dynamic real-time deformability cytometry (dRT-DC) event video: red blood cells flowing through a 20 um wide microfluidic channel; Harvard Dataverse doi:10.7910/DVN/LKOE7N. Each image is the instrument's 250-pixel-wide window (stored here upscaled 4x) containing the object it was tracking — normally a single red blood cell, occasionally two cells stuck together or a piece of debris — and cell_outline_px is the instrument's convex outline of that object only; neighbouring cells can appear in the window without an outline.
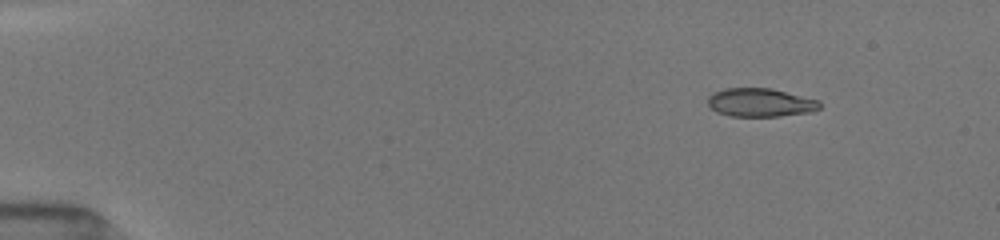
{"species": "common noctule bat (a hibernating species)", "species_latin": "Nyctalus noctula", "temperature_condition": "room temperature", "stored_images_in_passage": 12, "camera_frame_rate_fps": 3000, "um_per_image_px": 0.085, "animal": {"sex": "female", "body_mass_g": 19.5, "forearm_length_mm": 54.1}, "frame": {"image": 1, "passage_image": 7, "time_ms": 2.0, "image_size_px": [1000, 240], "cell_outline_px": [[820, 108], [812, 112], [780, 116], [732, 116], [716, 112], [708, 104], [708, 96], [712, 92], [724, 88], [768, 88], [820, 100]], "centroid_in_image_um": [64.62, 8.71], "position_along_channel_um": 20.4, "area_um2": 18.55}}